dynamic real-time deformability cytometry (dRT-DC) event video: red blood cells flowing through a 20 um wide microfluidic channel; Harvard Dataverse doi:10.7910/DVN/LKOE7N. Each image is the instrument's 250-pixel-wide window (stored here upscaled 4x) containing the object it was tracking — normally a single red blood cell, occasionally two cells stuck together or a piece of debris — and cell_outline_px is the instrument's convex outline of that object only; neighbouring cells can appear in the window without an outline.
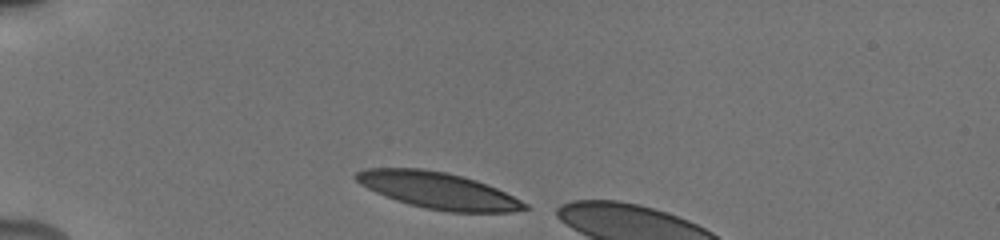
{"species": "human", "species_latin": "Homo sapiens", "temperature_condition": "cold", "stored_images_in_passage": 6, "camera_frame_rate_fps": 3000, "um_per_image_px": 0.085, "donor": {"sex": "male"}, "frame": {"image": 1, "passage_image": 1, "time_ms": 0.0, "image_size_px": [1000, 240], "cell_outline_px": [[528, 208], [512, 212], [448, 212], [424, 208], [408, 204], [384, 196], [360, 184], [352, 176], [356, 172], [364, 168], [420, 168], [444, 172], [476, 180], [496, 188], [528, 204]], "centroid_in_image_um": [37.2, 16.19], "position_along_channel_um": 47.8, "area_um2": 35.66}}